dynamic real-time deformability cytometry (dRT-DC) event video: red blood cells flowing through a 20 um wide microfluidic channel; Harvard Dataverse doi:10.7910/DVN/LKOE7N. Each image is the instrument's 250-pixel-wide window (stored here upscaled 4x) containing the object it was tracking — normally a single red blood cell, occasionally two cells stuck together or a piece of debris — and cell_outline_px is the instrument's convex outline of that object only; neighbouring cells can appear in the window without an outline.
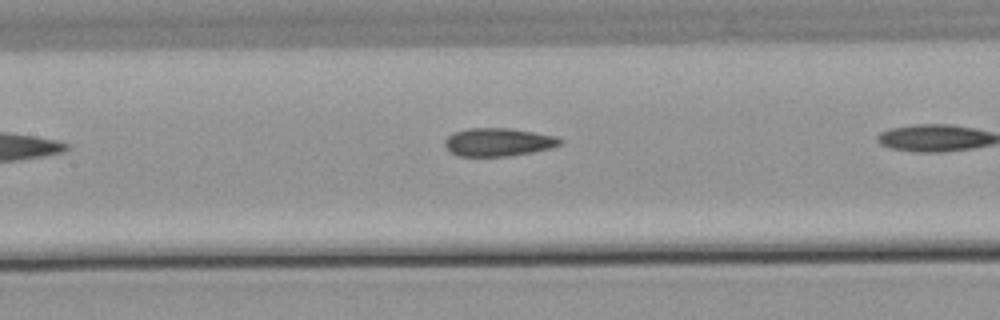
{"species": "common noctule bat (a hibernating species)", "species_latin": "Nyctalus noctula", "temperature_condition": "warm", "stored_images_in_passage": 5, "camera_frame_rate_fps": 3000, "um_per_image_px": 0.085, "animal": {"sex": "male", "body_mass_g": 21.5, "forearm_length_mm": 52.0}, "frame": {"image": 1, "passage_image": 4, "time_ms": 4.0, "image_size_px": [1000, 320], "cell_outline_px": [[564, 144], [552, 148], [532, 152], [508, 156], [460, 156], [448, 152], [444, 144], [444, 140], [452, 132], [468, 128], [508, 128], [556, 136], [564, 140]], "centroid_in_image_um": [42.35, 12.08], "position_along_channel_um": 165.1, "area_um2": 19.13}}